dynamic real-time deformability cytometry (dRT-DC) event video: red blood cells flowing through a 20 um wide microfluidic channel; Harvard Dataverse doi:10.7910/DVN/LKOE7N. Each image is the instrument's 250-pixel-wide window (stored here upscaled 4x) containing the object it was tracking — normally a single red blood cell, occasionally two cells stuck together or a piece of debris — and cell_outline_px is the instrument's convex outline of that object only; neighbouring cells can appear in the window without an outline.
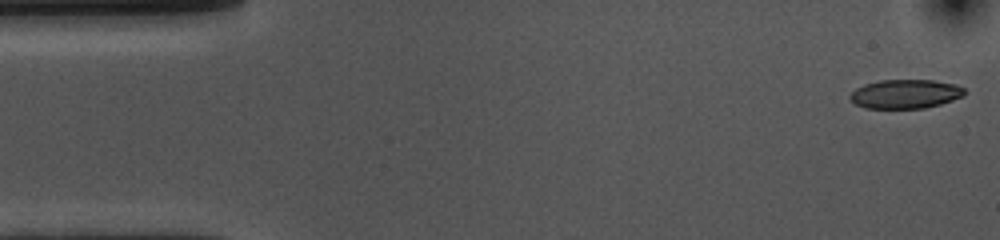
{"species": "common noctule bat (a hibernating species)", "species_latin": "Nyctalus noctula", "temperature_condition": "cold", "stored_images_in_passage": 54, "camera_frame_rate_fps": 3000, "um_per_image_px": 0.085, "animal": {"sex": "female", "body_mass_g": 10.0, "forearm_length_mm": 53.1}, "frame": {"image": 1, "passage_image": 1, "time_ms": 0.0, "image_size_px": [1000, 240], "cell_outline_px": [[964, 96], [940, 104], [924, 108], [864, 108], [856, 104], [848, 96], [856, 88], [864, 84], [880, 80], [932, 80], [956, 84], [964, 88]], "centroid_in_image_um": [76.95, 7.98], "position_along_channel_um": 8.0, "area_um2": 19.31}}
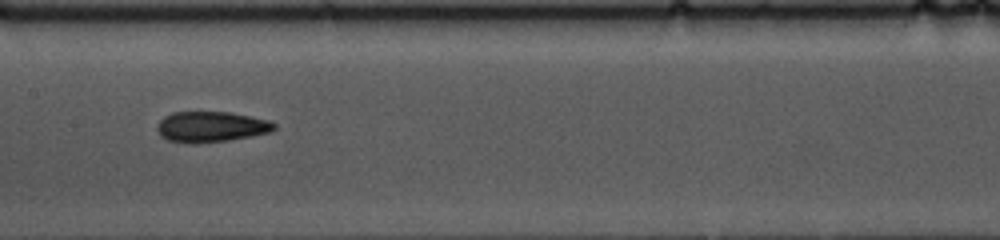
{"frame": {"image": 2, "passage_image": 25, "time_ms": 8.0, "image_size_px": [1000, 240], "cell_outline_px": [[276, 128], [272, 132], [252, 136], [228, 140], [168, 140], [160, 136], [156, 128], [156, 124], [164, 116], [172, 112], [228, 112], [268, 120], [276, 124]], "centroid_in_image_um": [17.97, 10.73], "position_along_channel_um": 189.4, "area_um2": 20.11}}
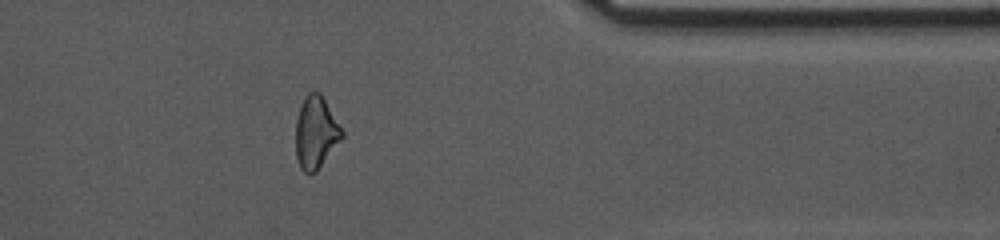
{"frame": {"image": 3, "passage_image": 43, "time_ms": 14.0, "image_size_px": [1000, 240], "cell_outline_px": [[344, 136], [316, 172], [304, 172], [300, 168], [296, 156], [296, 120], [300, 104], [304, 96], [308, 92], [320, 92], [344, 132]], "centroid_in_image_um": [26.84, 11.25], "position_along_channel_um": 384.6, "area_um2": 19.42}, "authors_computed_cell_mechanics": {"area_um2": 20.5768, "velocity_mm_per_s": 3.5961, "shape_relaxation_time_tau1_ms": 5.6839, "shape_relaxation_time_tau2_ms": 3.9354, "deformation_change_tau1": 0.1724, "deformation_change_tau2": 0.1238}}